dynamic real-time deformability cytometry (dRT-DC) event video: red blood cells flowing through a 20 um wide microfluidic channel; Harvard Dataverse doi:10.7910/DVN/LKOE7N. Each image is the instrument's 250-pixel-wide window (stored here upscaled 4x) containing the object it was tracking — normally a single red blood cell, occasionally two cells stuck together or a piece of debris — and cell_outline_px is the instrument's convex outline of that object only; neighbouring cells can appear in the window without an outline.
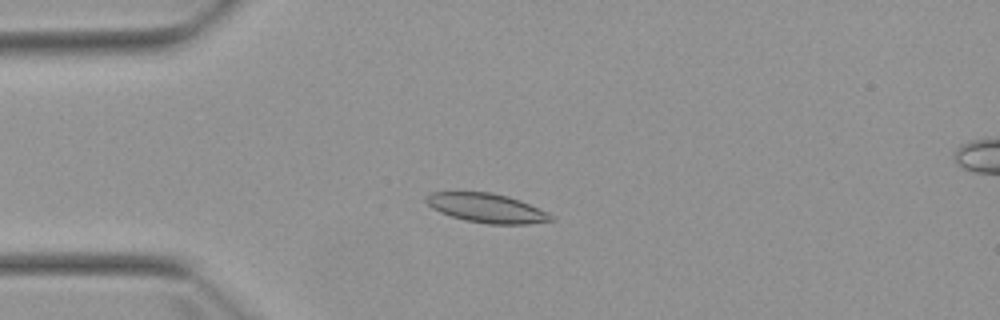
{"species": "Egyptian fruit bat (a non-hibernating species)", "species_latin": "Rousettus aegyptiacus", "temperature_condition": "warm", "stored_images_in_passage": 5, "camera_frame_rate_fps": 3000, "um_per_image_px": 0.085, "animal": {"sex": "female"}, "frame": {"image": 1, "passage_image": 3, "time_ms": 3.333, "image_size_px": [1000, 320], "cell_outline_px": [[556, 220], [528, 224], [488, 224], [464, 220], [440, 212], [432, 208], [424, 200], [432, 192], [492, 192], [508, 196], [520, 200], [548, 212]], "centroid_in_image_um": [41.4, 17.69], "position_along_channel_um": 43.6, "area_um2": 21.21}}